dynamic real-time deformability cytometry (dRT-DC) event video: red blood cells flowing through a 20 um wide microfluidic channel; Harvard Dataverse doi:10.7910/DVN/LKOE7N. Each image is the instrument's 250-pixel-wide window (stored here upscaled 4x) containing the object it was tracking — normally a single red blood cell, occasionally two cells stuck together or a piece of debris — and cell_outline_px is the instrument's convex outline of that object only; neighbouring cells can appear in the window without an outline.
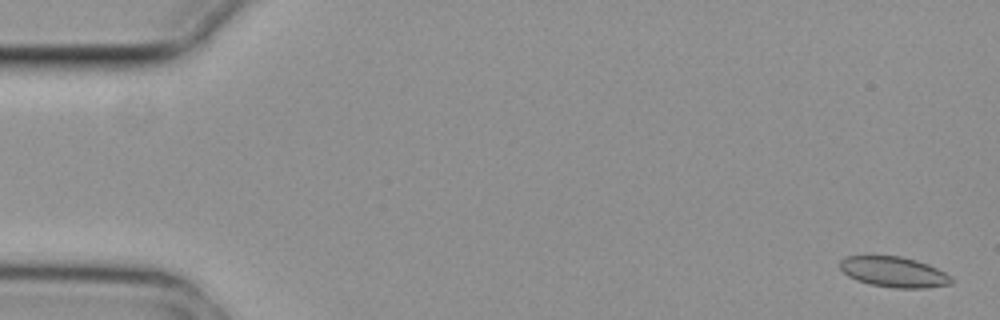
{"species": "common noctule bat (a hibernating species)", "species_latin": "Nyctalus noctula", "temperature_condition": "cold", "stored_images_in_passage": 5, "camera_frame_rate_fps": 3000, "um_per_image_px": 0.085, "animal": {"sex": "female", "body_mass_g": 29.2, "forearm_length_mm": 56.3}, "frame": {"image": 1, "passage_image": 1, "time_ms": 0.0, "image_size_px": [1000, 320], "cell_outline_px": [[952, 284], [924, 288], [896, 288], [868, 284], [856, 280], [848, 276], [840, 268], [840, 260], [844, 256], [900, 256], [916, 260], [928, 264], [952, 276]], "centroid_in_image_um": [75.97, 23.12], "position_along_channel_um": 9.0, "area_um2": 19.83}}